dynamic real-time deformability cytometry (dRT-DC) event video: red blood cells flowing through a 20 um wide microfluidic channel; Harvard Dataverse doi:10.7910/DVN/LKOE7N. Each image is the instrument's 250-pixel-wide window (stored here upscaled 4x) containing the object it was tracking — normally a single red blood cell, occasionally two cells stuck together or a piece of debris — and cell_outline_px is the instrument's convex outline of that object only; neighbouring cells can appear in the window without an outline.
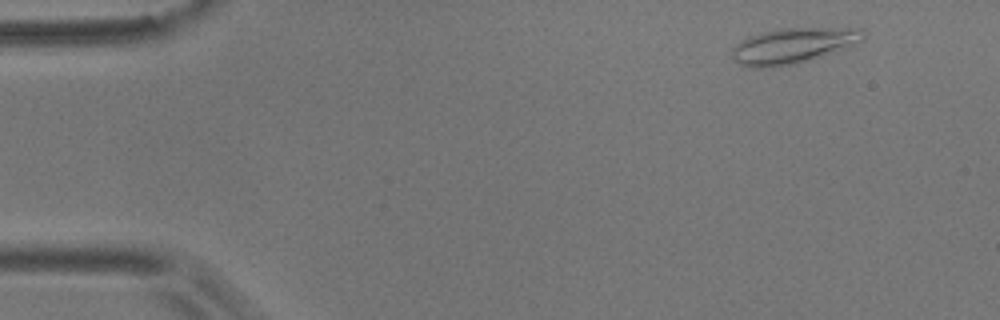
{"species": "common noctule bat (a hibernating species)", "species_latin": "Nyctalus noctula", "temperature_condition": "room temperature", "stored_images_in_passage": 52, "camera_frame_rate_fps": 3000, "um_per_image_px": 0.085, "animal": {"sex": "male", "body_mass_g": 17.9}, "frame": {"image": 1, "passage_image": 2, "time_ms": 0.333, "image_size_px": [1000, 320], "cell_outline_px": [[864, 40], [796, 64], [764, 68], [752, 68], [740, 64], [732, 56], [732, 48], [740, 40], [760, 32], [780, 28], [864, 28]], "centroid_in_image_um": [67.35, 3.87], "position_along_channel_um": 17.6, "area_um2": 26.82}}
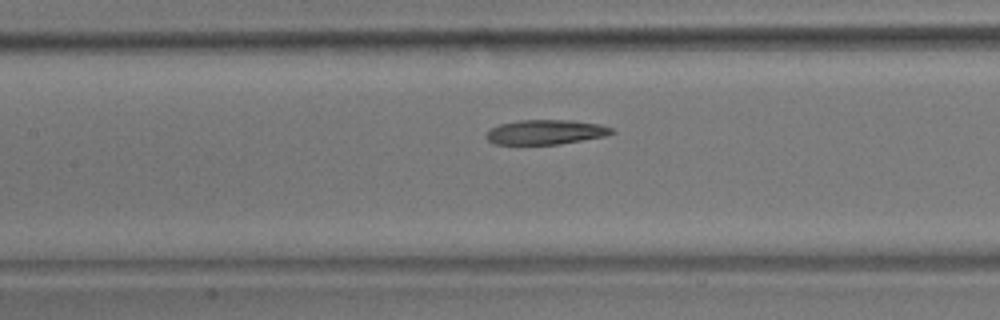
{"frame": {"image": 2, "passage_image": 22, "time_ms": 7.0, "image_size_px": [1000, 320], "cell_outline_px": [[616, 132], [604, 136], [556, 144], [496, 144], [488, 140], [484, 136], [488, 128], [500, 124], [516, 120], [572, 120], [600, 124], [612, 128]], "centroid_in_image_um": [46.33, 11.21], "position_along_channel_um": 161.1, "area_um2": 18.03}}
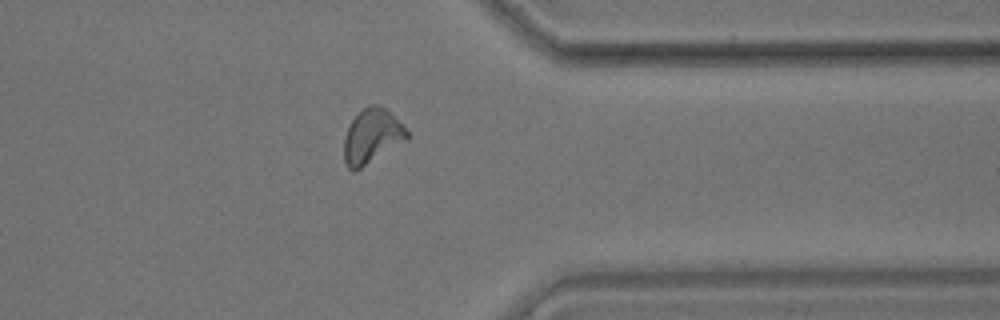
{"frame": {"image": 3, "passage_image": 41, "time_ms": 13.333, "image_size_px": [1000, 320], "cell_outline_px": [[412, 136], [408, 140], [356, 172], [352, 172], [344, 164], [344, 136], [348, 124], [368, 104], [376, 104], [384, 108]], "centroid_in_image_um": [31.59, 11.64], "position_along_channel_um": 379.8, "area_um2": 20.23}, "authors_computed_cell_mechanics": {"area_um2": 19.1896, "velocity_mm_per_s": 3.5801, "shape_relaxation_time_tau1_ms": null, "shape_relaxation_time_tau2_ms": 10.1266, "deformation_change_tau1": null, "deformation_change_tau2": 0.1542}}